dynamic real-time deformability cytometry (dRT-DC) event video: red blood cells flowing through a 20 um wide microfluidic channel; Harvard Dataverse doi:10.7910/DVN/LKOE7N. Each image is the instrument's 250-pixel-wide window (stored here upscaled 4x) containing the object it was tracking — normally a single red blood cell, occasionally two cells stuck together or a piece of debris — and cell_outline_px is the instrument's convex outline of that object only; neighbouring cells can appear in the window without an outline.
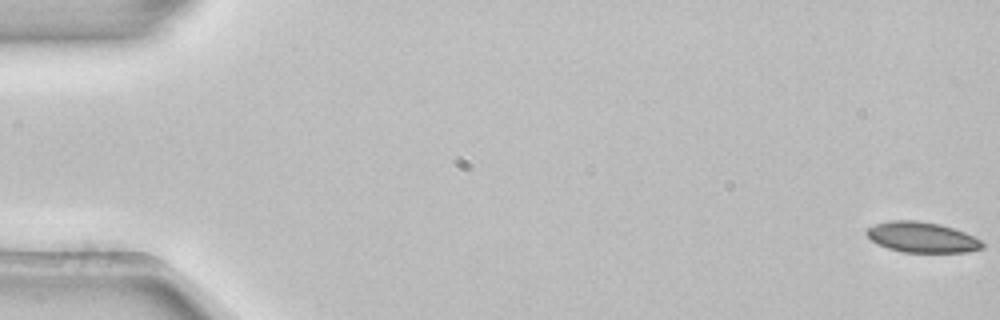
{"species": "common noctule bat (a hibernating species)", "species_latin": "Nyctalus noctula", "temperature_condition": "room temperature", "stored_images_in_passage": 54, "camera_frame_rate_fps": 3000, "um_per_image_px": 0.085, "animal": {"sex": "female", "body_mass_g": 22.7, "forearm_length_mm": 54.2}, "frame": {"image": 1, "passage_image": 1, "time_ms": 0.0, "image_size_px": [1000, 320], "cell_outline_px": [[984, 248], [968, 252], [900, 252], [888, 248], [872, 240], [864, 232], [868, 228], [876, 224], [892, 220], [916, 220], [940, 224], [964, 232], [980, 240], [984, 244]], "centroid_in_image_um": [78.38, 20.17], "position_along_channel_um": 6.6, "area_um2": 20.4}}
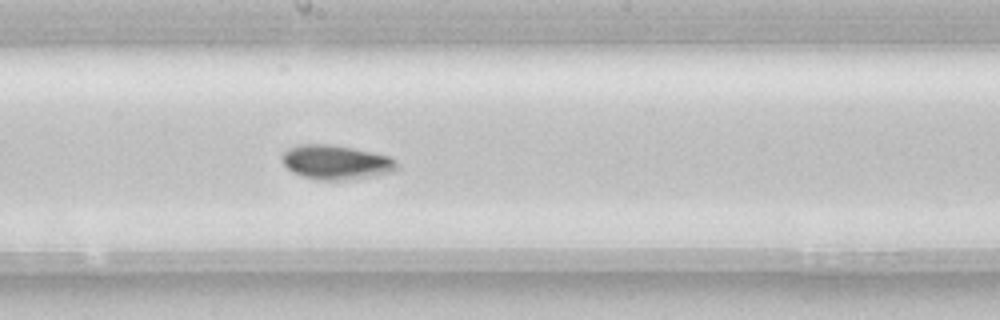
{"frame": {"image": 2, "passage_image": 30, "time_ms": 9.667, "image_size_px": [1000, 320], "cell_outline_px": [[396, 168], [392, 172], [344, 180], [316, 180], [300, 176], [292, 172], [280, 160], [280, 156], [288, 148], [296, 144], [332, 144], [352, 148], [388, 156], [396, 160]], "centroid_in_image_um": [28.47, 13.78], "position_along_channel_um": 219.7, "area_um2": 22.95}}
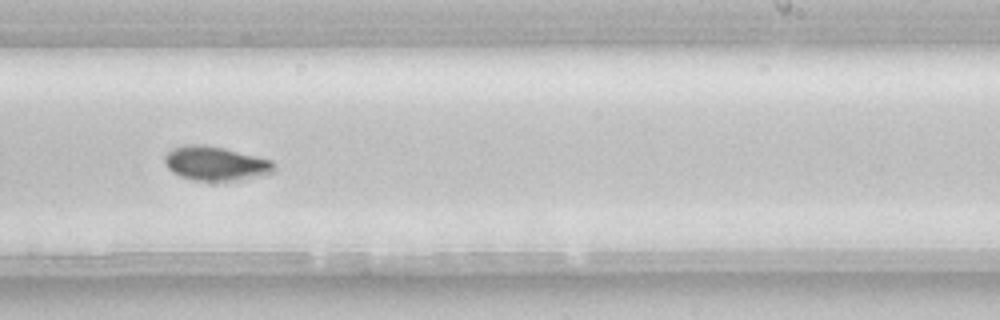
{"frame": {"image": 3, "passage_image": 34, "time_ms": 11.0, "image_size_px": [1000, 320], "cell_outline_px": [[276, 168], [272, 172], [236, 180], [192, 180], [180, 176], [172, 172], [168, 168], [164, 160], [164, 156], [172, 148], [184, 144], [204, 144], [224, 148], [272, 160], [276, 164]], "centroid_in_image_um": [18.29, 13.87], "position_along_channel_um": 270.7, "area_um2": 21.62}, "authors_computed_cell_mechanics": {"area_um2": 21.1548, "velocity_mm_per_s": 3.848, "shape_relaxation_time_tau1_ms": 5.3736, "shape_relaxation_time_tau2_ms": null, "deformation_change_tau1": 0.1014, "deformation_change_tau2": null}}